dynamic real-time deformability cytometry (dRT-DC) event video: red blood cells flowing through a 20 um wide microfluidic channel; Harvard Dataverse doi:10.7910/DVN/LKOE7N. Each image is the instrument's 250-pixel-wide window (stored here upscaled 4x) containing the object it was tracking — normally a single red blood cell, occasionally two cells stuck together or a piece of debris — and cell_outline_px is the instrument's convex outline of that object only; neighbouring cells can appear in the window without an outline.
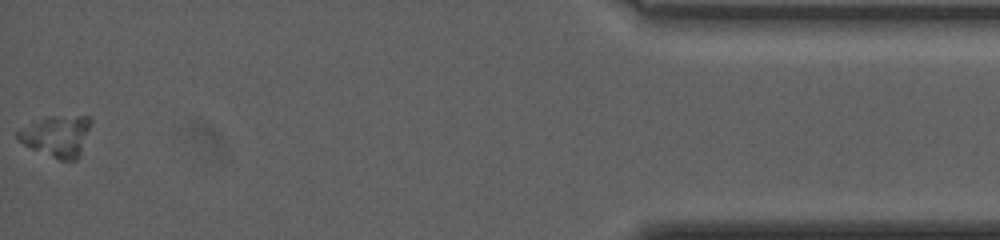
{"species": "human", "species_latin": "Homo sapiens", "temperature_condition": "warm", "stored_images_in_passage": 73, "camera_frame_rate_fps": 3000, "um_per_image_px": 0.085, "donor": {"sex": "female"}, "frame": {"image": 1, "passage_image": 73, "time_ms": 24.0, "image_size_px": [1000, 240], "cell_outline_px": [[92, 124], [80, 156], [76, 160], [60, 160], [32, 148], [24, 144], [16, 136], [16, 132], [20, 128], [32, 120], [44, 116], [88, 116], [92, 120]], "centroid_in_image_um": [4.84, 11.53], "position_along_channel_um": 430.4, "area_um2": 17.86}}